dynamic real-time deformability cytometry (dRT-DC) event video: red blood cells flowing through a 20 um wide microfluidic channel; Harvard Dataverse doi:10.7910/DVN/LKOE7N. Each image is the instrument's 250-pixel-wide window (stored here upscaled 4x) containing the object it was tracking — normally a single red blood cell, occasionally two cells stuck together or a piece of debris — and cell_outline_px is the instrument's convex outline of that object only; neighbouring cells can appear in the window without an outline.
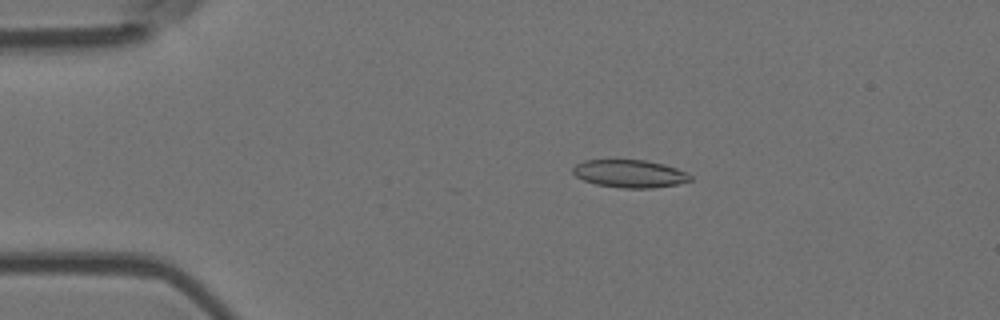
{"species": "Egyptian fruit bat (a non-hibernating species)", "species_latin": "Rousettus aegyptiacus", "temperature_condition": "room temperature", "stored_images_in_passage": 24, "camera_frame_rate_fps": 3000, "um_per_image_px": 0.085, "animal": {"sex": "female"}, "frame": {"image": 1, "passage_image": 11, "time_ms": 3.333, "image_size_px": [1000, 320], "cell_outline_px": [[692, 180], [676, 184], [652, 188], [620, 188], [596, 184], [584, 180], [576, 176], [572, 172], [572, 168], [576, 164], [584, 160], [644, 160], [664, 164], [676, 168], [692, 176]], "centroid_in_image_um": [53.5, 14.76], "position_along_channel_um": 31.5, "area_um2": 18.9}}
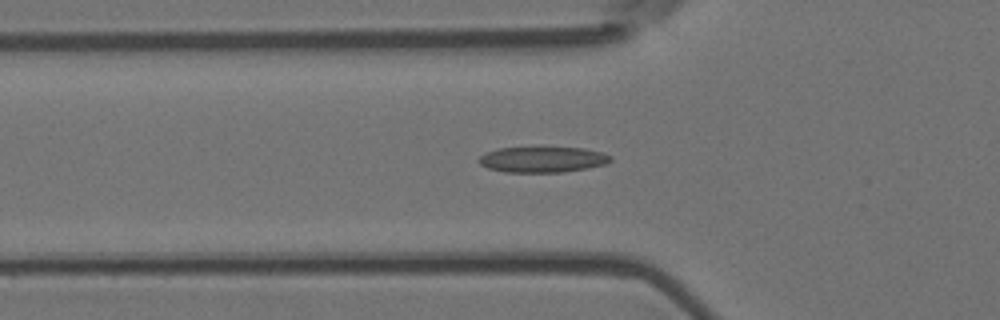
{"frame": {"image": 2, "passage_image": 19, "time_ms": 6.0, "image_size_px": [1000, 320], "cell_outline_px": [[612, 160], [608, 164], [564, 172], [504, 172], [488, 168], [480, 164], [476, 160], [484, 152], [500, 148], [584, 148], [600, 152], [612, 156]], "centroid_in_image_um": [46.1, 13.56], "position_along_channel_um": 79.7, "area_um2": 19.71}}
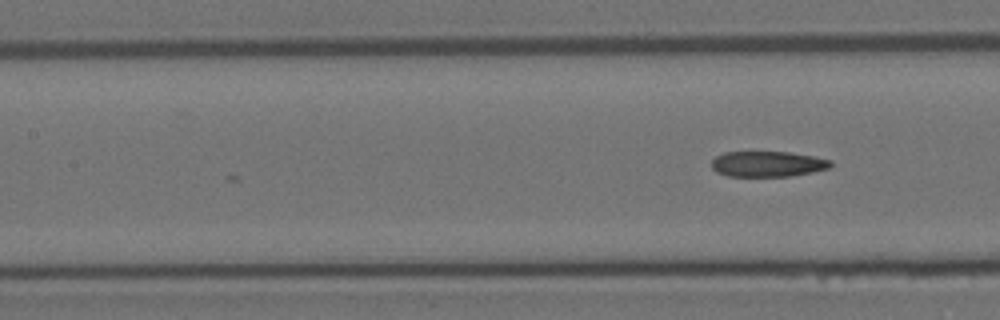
{"frame": {"image": 3, "passage_image": 24, "time_ms": 7.667, "image_size_px": [1000, 320], "cell_outline_px": [[832, 164], [828, 168], [812, 172], [788, 176], [728, 176], [716, 172], [712, 168], [712, 160], [716, 156], [724, 152], [788, 152], [816, 156], [832, 160]], "centroid_in_image_um": [65.25, 13.93], "position_along_channel_um": 142.1, "area_um2": 17.74}}